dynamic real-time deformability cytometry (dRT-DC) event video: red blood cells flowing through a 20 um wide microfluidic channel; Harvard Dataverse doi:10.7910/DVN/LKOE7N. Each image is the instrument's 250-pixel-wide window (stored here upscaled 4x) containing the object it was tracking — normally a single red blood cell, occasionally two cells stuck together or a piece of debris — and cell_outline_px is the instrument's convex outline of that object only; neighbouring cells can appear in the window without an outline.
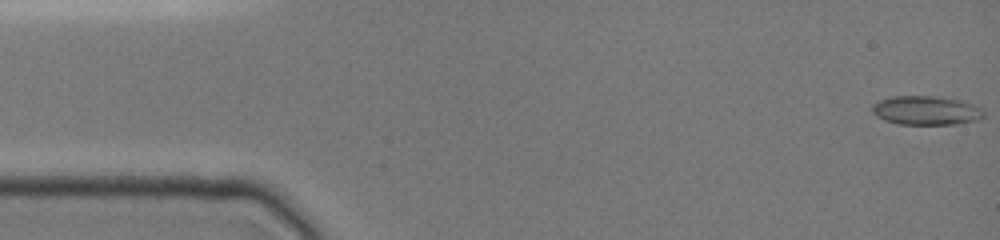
{"species": "common noctule bat (a hibernating species)", "species_latin": "Nyctalus noctula", "temperature_condition": "cold", "stored_images_in_passage": 48, "camera_frame_rate_fps": 3000, "um_per_image_px": 0.085, "animal": {"sex": "female", "body_mass_g": 19.0, "forearm_length_mm": 51.5}, "frame": {"image": 1, "passage_image": 1, "time_ms": 0.0, "image_size_px": [1000, 240], "cell_outline_px": [[984, 116], [976, 120], [956, 124], [900, 124], [884, 120], [876, 116], [872, 112], [872, 104], [880, 100], [892, 96], [936, 96], [960, 100], [972, 104], [980, 108], [984, 112]], "centroid_in_image_um": [78.69, 9.38], "position_along_channel_um": 6.3, "area_um2": 18.79}}
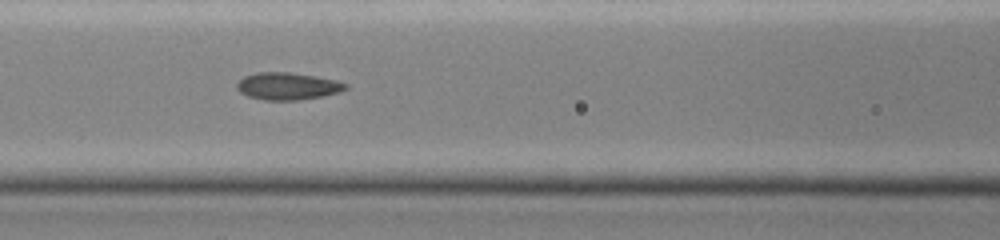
{"frame": {"image": 2, "passage_image": 20, "time_ms": 6.667, "image_size_px": [1000, 240], "cell_outline_px": [[348, 88], [340, 92], [324, 96], [300, 100], [264, 100], [248, 96], [240, 92], [236, 88], [236, 84], [244, 76], [256, 72], [292, 72], [316, 76], [336, 80], [348, 84]], "centroid_in_image_um": [24.46, 7.32], "position_along_channel_um": 142.1, "area_um2": 17.46}}
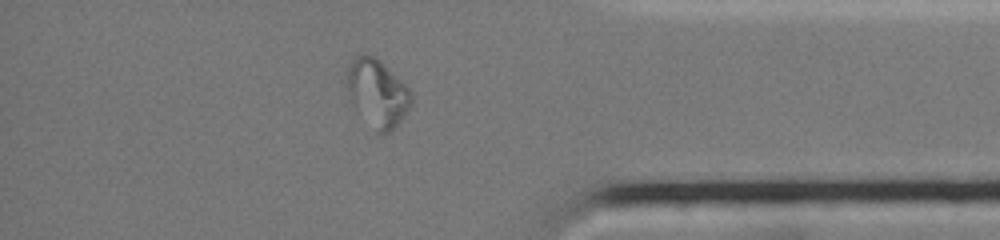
{"frame": {"image": 3, "passage_image": 41, "time_ms": 13.667, "image_size_px": [1000, 240], "cell_outline_px": [[412, 100], [404, 116], [388, 132], [376, 132], [348, 100], [344, 88], [344, 84], [348, 68], [352, 56], [360, 52], [364, 52], [376, 56], [412, 92]], "centroid_in_image_um": [31.98, 7.83], "position_along_channel_um": 403.2, "area_um2": 25.66}}